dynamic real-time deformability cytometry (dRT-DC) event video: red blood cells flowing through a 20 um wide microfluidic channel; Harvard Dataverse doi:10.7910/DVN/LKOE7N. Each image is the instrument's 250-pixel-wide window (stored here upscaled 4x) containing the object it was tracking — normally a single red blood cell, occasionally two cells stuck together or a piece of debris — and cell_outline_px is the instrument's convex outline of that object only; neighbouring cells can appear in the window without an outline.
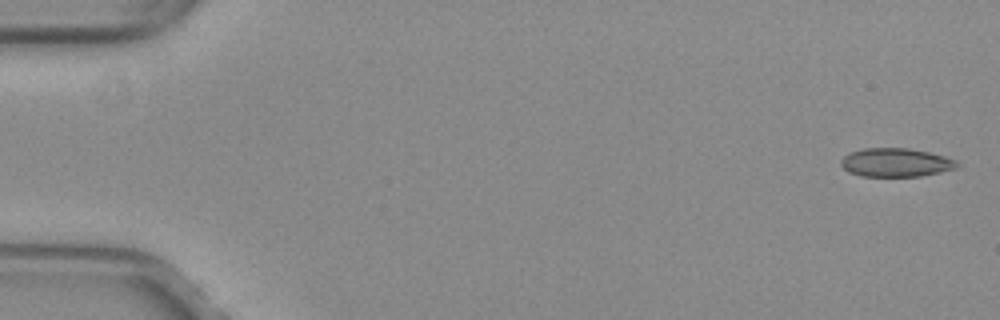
{"species": "common noctule bat (a hibernating species)", "species_latin": "Nyctalus noctula", "temperature_condition": "warm", "stored_images_in_passage": 46, "camera_frame_rate_fps": 3000, "um_per_image_px": 0.085, "animal": {"sex": "female", "body_mass_g": 29.2, "forearm_length_mm": 56.3}, "frame": {"image": 1, "passage_image": 2, "time_ms": 0.333, "image_size_px": [1000, 320], "cell_outline_px": [[960, 164], [956, 168], [940, 172], [920, 176], [860, 176], [848, 172], [840, 164], [840, 160], [848, 152], [864, 148], [908, 148], [928, 152], [944, 156], [956, 160]], "centroid_in_image_um": [76.12, 13.81], "position_along_channel_um": 8.9, "area_um2": 19.42}}
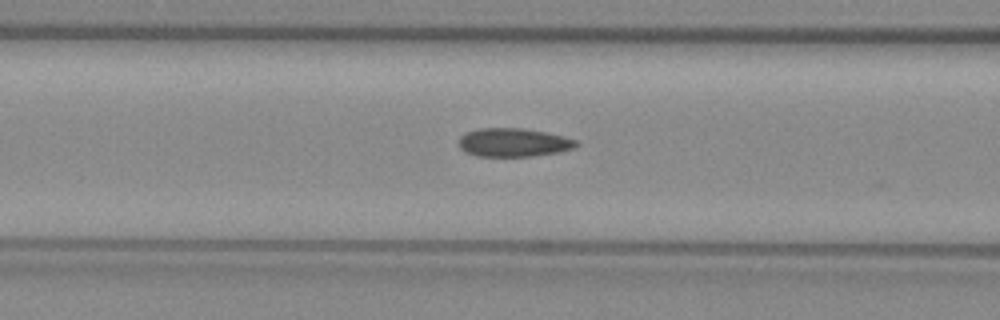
{"frame": {"image": 2, "passage_image": 22, "time_ms": 7.0, "image_size_px": [1000, 320], "cell_outline_px": [[580, 144], [572, 148], [560, 152], [532, 156], [476, 156], [464, 152], [460, 148], [460, 136], [464, 132], [480, 128], [524, 128], [564, 136], [580, 140]], "centroid_in_image_um": [43.66, 12.11], "position_along_channel_um": 122.9, "area_um2": 19.71}}
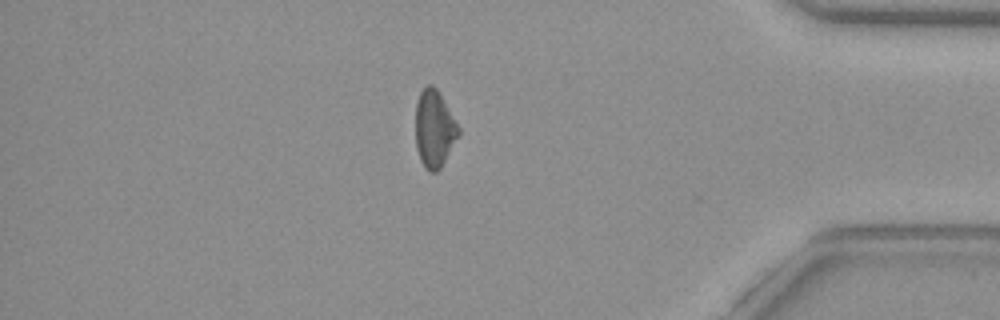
{"frame": {"image": 3, "passage_image": 45, "time_ms": 14.667, "image_size_px": [1000, 320], "cell_outline_px": [[460, 136], [440, 168], [436, 172], [428, 172], [424, 168], [420, 160], [416, 148], [416, 104], [420, 92], [428, 84], [432, 84], [436, 88], [460, 128]], "centroid_in_image_um": [36.92, 10.99], "position_along_channel_um": 398.3, "area_um2": 19.36}, "authors_computed_cell_mechanics": {"area_um2": 19.652, "velocity_mm_per_s": 4.0334, "shape_relaxation_time_tau1_ms": null, "shape_relaxation_time_tau2_ms": 5.5925, "deformation_change_tau1": null, "deformation_change_tau2": 0.1018}}